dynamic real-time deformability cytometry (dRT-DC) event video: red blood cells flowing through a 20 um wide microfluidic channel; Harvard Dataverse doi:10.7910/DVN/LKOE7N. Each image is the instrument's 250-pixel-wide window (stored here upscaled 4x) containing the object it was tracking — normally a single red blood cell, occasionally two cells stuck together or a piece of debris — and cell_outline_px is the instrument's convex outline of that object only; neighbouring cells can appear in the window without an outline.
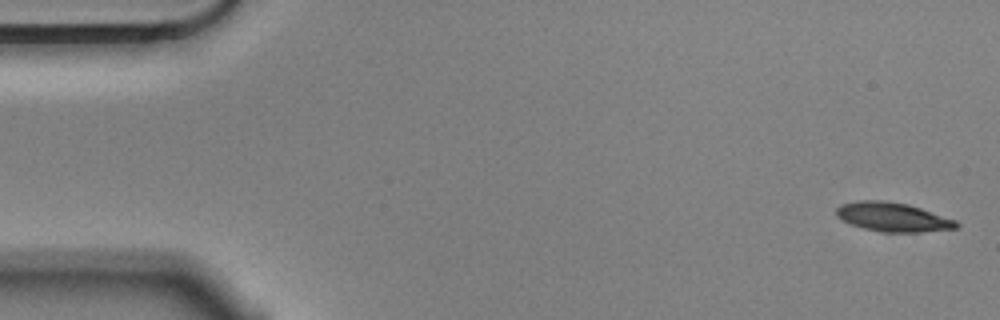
{"species": "Egyptian fruit bat (a non-hibernating species)", "species_latin": "Rousettus aegyptiacus", "temperature_condition": "cold", "stored_images_in_passage": 4, "camera_frame_rate_fps": 3000, "um_per_image_px": 0.085, "animal": {"sex": "male"}, "frame": {"image": 1, "passage_image": 1, "time_ms": 0.0, "image_size_px": [1000, 320], "cell_outline_px": [[960, 224], [956, 228], [916, 232], [884, 232], [864, 228], [852, 224], [836, 216], [836, 208], [840, 204], [860, 200], [888, 200], [908, 204], [956, 220]], "centroid_in_image_um": [75.87, 18.43], "position_along_channel_um": 9.1, "area_um2": 20.17}}
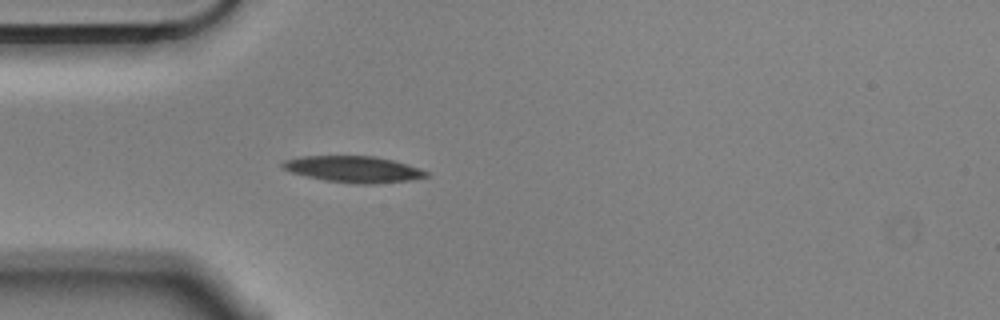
{"frame": {"image": 2, "passage_image": 4, "time_ms": 1.0, "image_size_px": [1000, 320], "cell_outline_px": [[428, 176], [408, 180], [372, 184], [356, 184], [324, 180], [292, 172], [284, 168], [280, 164], [284, 160], [300, 156], [376, 156], [392, 160], [428, 172]], "centroid_in_image_um": [30.0, 14.38], "position_along_channel_um": 55.0, "area_um2": 21.68}}